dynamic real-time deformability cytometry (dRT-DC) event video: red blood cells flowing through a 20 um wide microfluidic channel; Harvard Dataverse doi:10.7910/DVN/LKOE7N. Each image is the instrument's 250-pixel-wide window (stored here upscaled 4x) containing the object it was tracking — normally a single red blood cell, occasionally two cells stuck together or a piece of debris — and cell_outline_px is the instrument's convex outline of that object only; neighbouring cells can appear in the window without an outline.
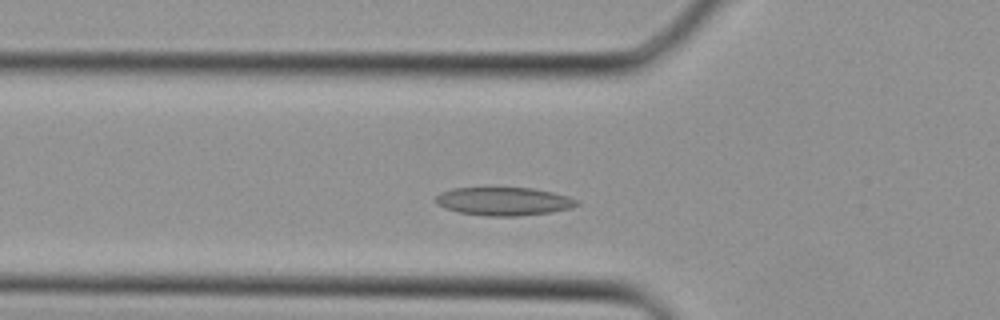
{"species": "Egyptian fruit bat (a non-hibernating species)", "species_latin": "Rousettus aegyptiacus", "temperature_condition": "cold", "stored_images_in_passage": 32, "segment_of_instrument_passage": [1, 2], "camera_frame_rate_fps": 3000, "um_per_image_px": 0.085, "animal": {"sex": "female"}, "frame": {"image": 1, "passage_image": 7, "time_ms": 2.0, "image_size_px": [1000, 320], "cell_outline_px": [[580, 204], [572, 208], [552, 212], [516, 216], [484, 216], [460, 212], [444, 208], [436, 204], [432, 200], [440, 192], [452, 188], [532, 188], [552, 192], [568, 196], [580, 200]], "centroid_in_image_um": [42.81, 17.11], "position_along_channel_um": 83.0, "area_um2": 23.47}}
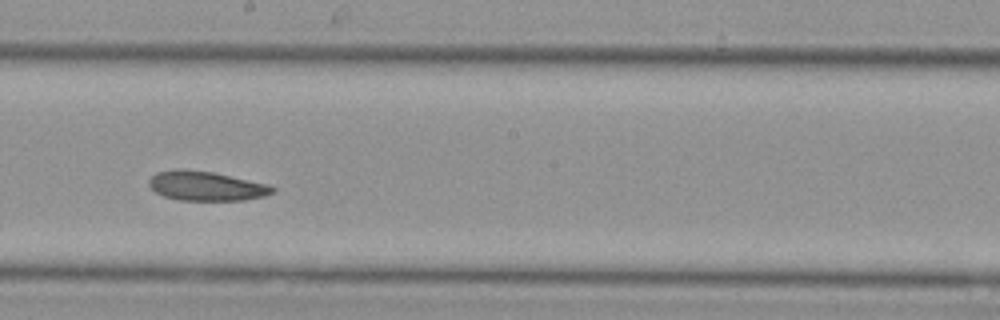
{"frame": {"image": 2, "passage_image": 15, "time_ms": 4.667, "image_size_px": [1000, 320], "cell_outline_px": [[276, 192], [264, 196], [244, 200], [180, 200], [164, 196], [156, 192], [148, 184], [148, 180], [156, 172], [176, 168], [180, 168], [212, 172], [268, 184], [276, 188]], "centroid_in_image_um": [17.52, 15.8], "position_along_channel_um": 230.7, "area_um2": 21.21}}
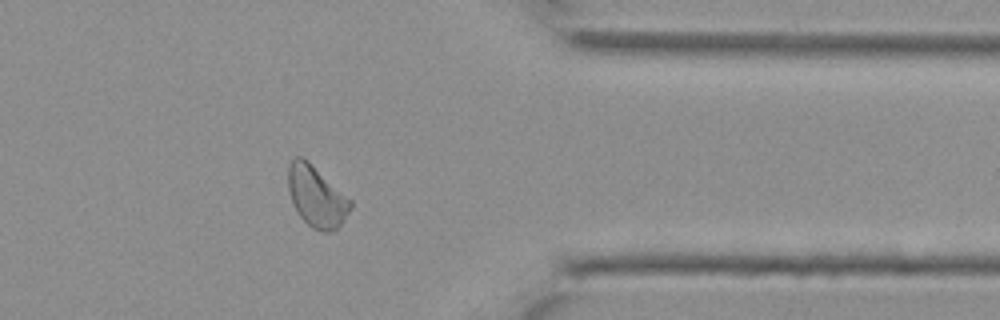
{"frame": {"image": 3, "passage_image": 24, "time_ms": 7.667, "image_size_px": [1000, 320], "cell_outline_px": [[352, 208], [344, 220], [332, 232], [324, 232], [312, 228], [296, 212], [288, 188], [288, 164], [296, 156], [300, 156], [308, 160], [352, 200]], "centroid_in_image_um": [26.91, 16.69], "position_along_channel_um": 384.5, "area_um2": 22.2}}